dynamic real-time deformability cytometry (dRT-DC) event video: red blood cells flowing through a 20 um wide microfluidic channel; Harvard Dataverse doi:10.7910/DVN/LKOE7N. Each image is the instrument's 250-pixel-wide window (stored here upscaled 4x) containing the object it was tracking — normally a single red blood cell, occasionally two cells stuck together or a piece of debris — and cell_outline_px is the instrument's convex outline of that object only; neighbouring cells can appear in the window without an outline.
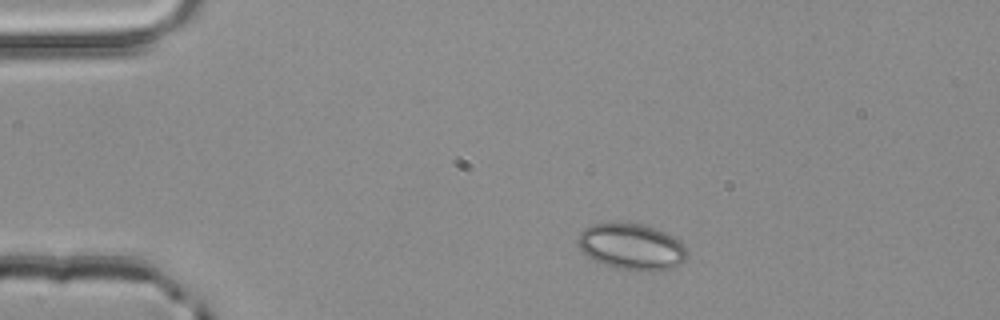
{"species": "common noctule bat (a hibernating species)", "species_latin": "Nyctalus noctula", "temperature_condition": "room temperature", "stored_images_in_passage": 43, "camera_frame_rate_fps": 3000, "um_per_image_px": 0.085, "animal": {"sex": "male", "body_mass_g": 20.4}, "frame": {"image": 1, "passage_image": 1, "time_ms": 0.0, "image_size_px": [1000, 320], "cell_outline_px": [[684, 264], [672, 268], [652, 272], [616, 268], [604, 264], [588, 256], [576, 244], [576, 240], [580, 232], [584, 228], [592, 224], [616, 220], [628, 220], [644, 224], [664, 232], [680, 240], [684, 244]], "centroid_in_image_um": [53.65, 20.92], "position_along_channel_um": 31.3, "area_um2": 30.11}}
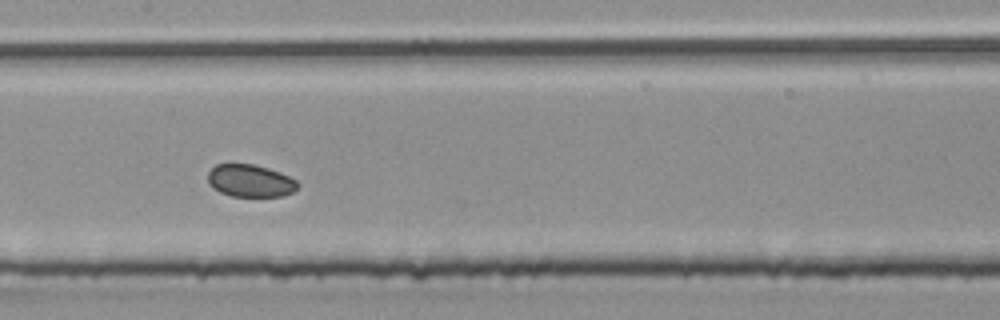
{"frame": {"image": 2, "passage_image": 17, "time_ms": 5.333, "image_size_px": [1000, 320], "cell_outline_px": [[300, 184], [292, 192], [284, 196], [232, 196], [220, 192], [212, 188], [208, 184], [208, 172], [216, 164], [252, 164], [268, 168], [280, 172], [296, 180]], "centroid_in_image_um": [21.26, 15.37], "position_along_channel_um": 186.1, "area_um2": 16.99}}
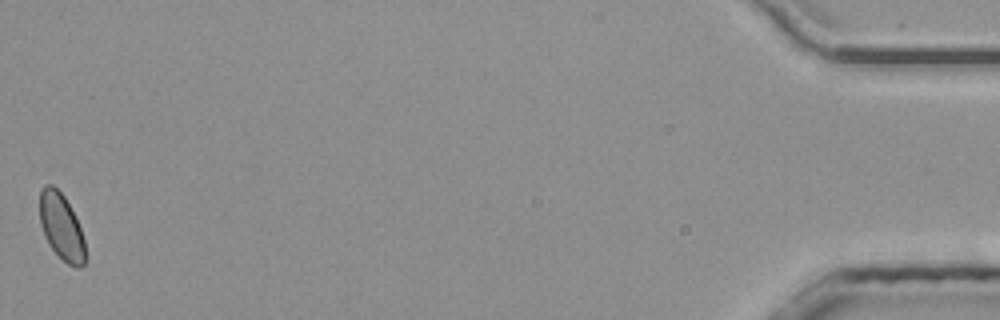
{"frame": {"image": 3, "passage_image": 43, "time_ms": 14.0, "image_size_px": [1000, 320], "cell_outline_px": [[84, 264], [80, 268], [76, 268], [68, 264], [48, 244], [44, 236], [40, 224], [40, 192], [44, 184], [52, 184], [64, 196], [80, 228], [84, 240]], "centroid_in_image_um": [5.19, 19.27], "position_along_channel_um": 430.0, "area_um2": 17.28}}